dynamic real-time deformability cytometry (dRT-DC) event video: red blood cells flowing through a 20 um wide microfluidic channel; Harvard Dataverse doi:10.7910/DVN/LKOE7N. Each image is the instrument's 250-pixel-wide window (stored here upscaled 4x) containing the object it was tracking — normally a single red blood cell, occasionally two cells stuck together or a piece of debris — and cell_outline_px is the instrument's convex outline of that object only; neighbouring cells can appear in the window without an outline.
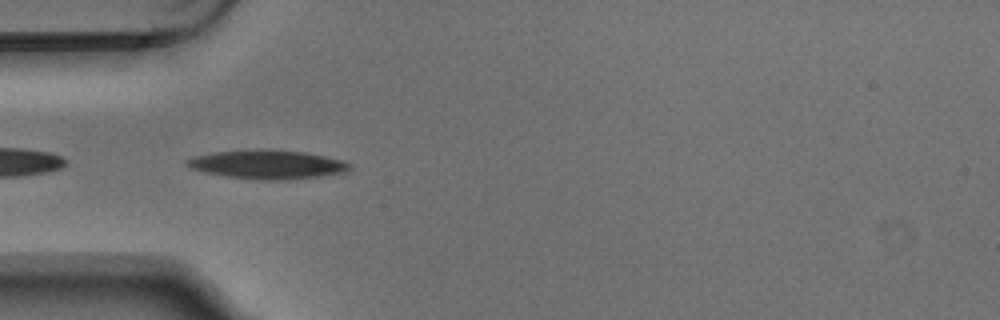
{"species": "Egyptian fruit bat (a non-hibernating species)", "species_latin": "Rousettus aegyptiacus", "temperature_condition": "warm", "stored_images_in_passage": 2, "camera_frame_rate_fps": 3000, "um_per_image_px": 0.085, "animal": {"sex": "male"}, "frame": {"image": 1, "passage_image": 1, "time_ms": 0.0, "image_size_px": [1000, 320], "cell_outline_px": [[352, 168], [344, 172], [320, 176], [272, 180], [264, 180], [228, 176], [208, 172], [192, 168], [184, 164], [184, 160], [192, 156], [212, 152], [256, 148], [268, 148], [304, 152], [344, 160], [352, 164]], "centroid_in_image_um": [22.72, 13.94], "position_along_channel_um": 62.3, "area_um2": 27.46}}
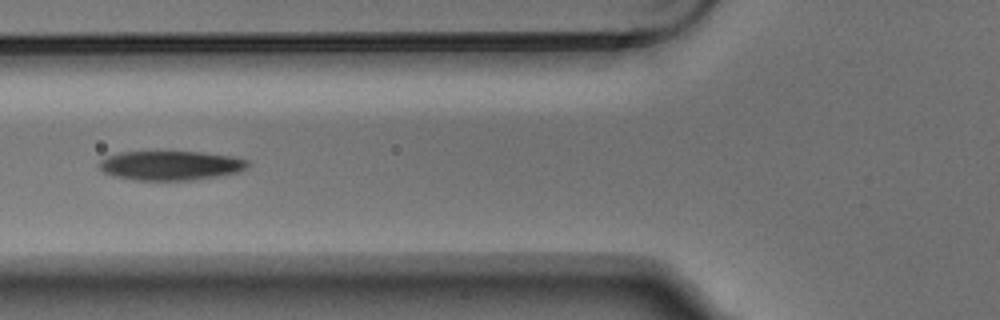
{"frame": {"image": 2, "passage_image": 2, "time_ms": 0.333, "image_size_px": [1000, 320], "cell_outline_px": [[252, 164], [248, 168], [240, 172], [192, 180], [132, 180], [116, 176], [104, 172], [100, 168], [100, 160], [108, 156], [120, 152], [200, 152], [232, 156], [248, 160]], "centroid_in_image_um": [14.56, 14.07], "position_along_channel_um": 111.2, "area_um2": 25.37}}